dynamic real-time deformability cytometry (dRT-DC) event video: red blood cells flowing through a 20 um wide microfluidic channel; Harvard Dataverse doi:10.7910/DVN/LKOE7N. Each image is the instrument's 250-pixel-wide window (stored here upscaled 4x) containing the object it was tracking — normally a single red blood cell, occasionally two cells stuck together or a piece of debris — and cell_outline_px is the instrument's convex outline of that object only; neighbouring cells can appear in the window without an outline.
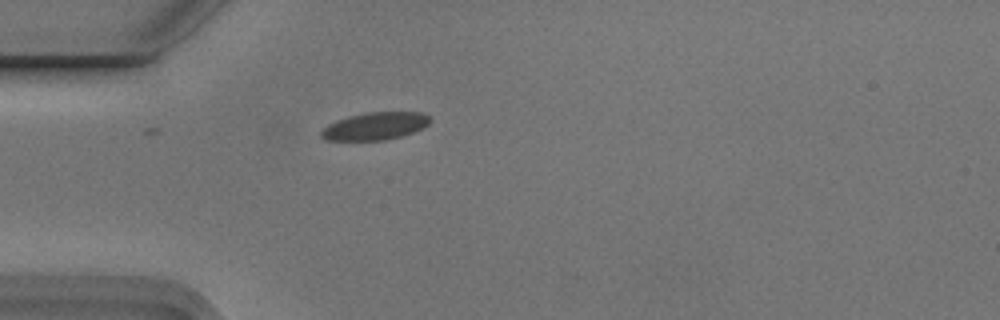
{"species": "Egyptian fruit bat (a non-hibernating species)", "species_latin": "Rousettus aegyptiacus", "temperature_condition": "cold", "stored_images_in_passage": 1, "camera_frame_rate_fps": 3000, "um_per_image_px": 0.085, "animal": {"sex": "male"}, "frame": {"image": 1, "passage_image": 1, "time_ms": 0.0, "image_size_px": [1000, 320], "cell_outline_px": [[432, 120], [424, 128], [400, 136], [384, 140], [324, 140], [320, 136], [320, 132], [328, 124], [336, 120], [348, 116], [364, 112], [424, 112]], "centroid_in_image_um": [31.88, 10.71], "position_along_channel_um": 53.1, "area_um2": 17.57}}